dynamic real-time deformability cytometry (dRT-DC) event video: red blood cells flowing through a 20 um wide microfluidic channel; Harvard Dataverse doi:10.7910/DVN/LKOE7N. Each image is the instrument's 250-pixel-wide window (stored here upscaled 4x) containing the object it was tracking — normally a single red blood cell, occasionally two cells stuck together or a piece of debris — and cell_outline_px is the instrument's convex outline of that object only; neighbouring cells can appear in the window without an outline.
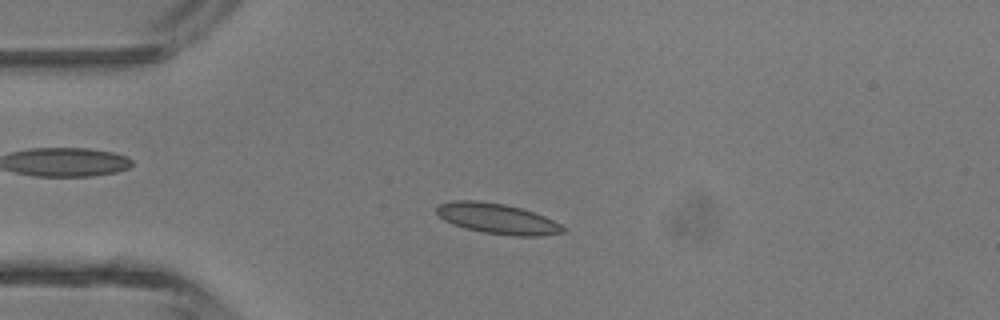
{"species": "common noctule bat (a hibernating species)", "species_latin": "Nyctalus noctula", "temperature_condition": "room temperature", "stored_images_in_passage": 43, "camera_frame_rate_fps": 3000, "um_per_image_px": 0.085, "animal": {"sex": "male", "body_mass_g": 13.3}, "frame": {"image": 1, "passage_image": 9, "time_ms": 2.667, "image_size_px": [1000, 320], "cell_outline_px": [[568, 228], [564, 232], [540, 236], [516, 236], [484, 232], [464, 228], [452, 224], [444, 220], [436, 212], [436, 208], [440, 204], [452, 200], [480, 200], [504, 204], [520, 208], [544, 216]], "centroid_in_image_um": [42.27, 18.58], "position_along_channel_um": 42.7, "area_um2": 22.37}}
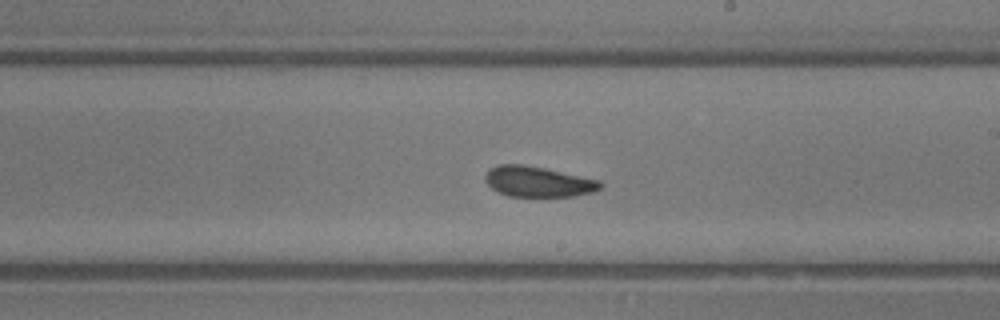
{"frame": {"image": 2, "passage_image": 24, "time_ms": 7.667, "image_size_px": [1000, 320], "cell_outline_px": [[604, 184], [600, 188], [592, 192], [572, 196], [508, 196], [492, 188], [484, 180], [484, 176], [488, 168], [496, 164], [520, 164], [544, 168], [600, 180]], "centroid_in_image_um": [45.7, 15.43], "position_along_channel_um": 243.3, "area_um2": 20.4}}
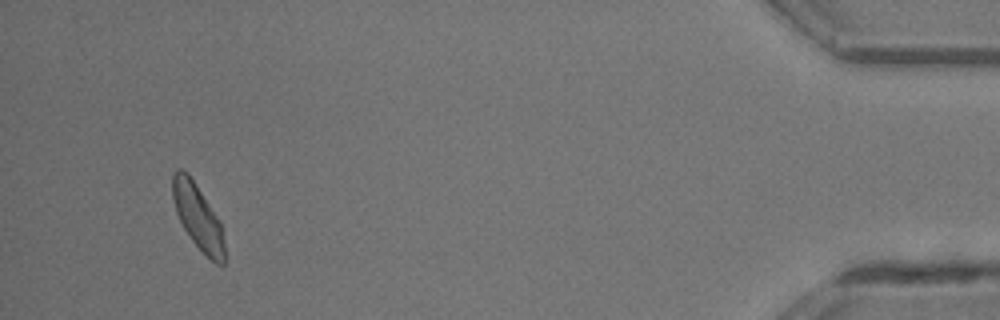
{"frame": {"image": 3, "passage_image": 41, "time_ms": 13.333, "image_size_px": [1000, 320], "cell_outline_px": [[224, 264], [216, 264], [192, 240], [184, 228], [176, 212], [172, 196], [172, 172], [180, 168], [188, 172], [220, 220], [224, 244]], "centroid_in_image_um": [16.8, 18.36], "position_along_channel_um": 418.4, "area_um2": 19.42}, "authors_computed_cell_mechanics": {"area_um2": 20.4612, "velocity_mm_per_s": 4.4687, "shape_relaxation_time_tau1_ms": 4.0876, "shape_relaxation_time_tau2_ms": 1.6078, "deformation_change_tau1": 0.1245, "deformation_change_tau2": 0.0738}}